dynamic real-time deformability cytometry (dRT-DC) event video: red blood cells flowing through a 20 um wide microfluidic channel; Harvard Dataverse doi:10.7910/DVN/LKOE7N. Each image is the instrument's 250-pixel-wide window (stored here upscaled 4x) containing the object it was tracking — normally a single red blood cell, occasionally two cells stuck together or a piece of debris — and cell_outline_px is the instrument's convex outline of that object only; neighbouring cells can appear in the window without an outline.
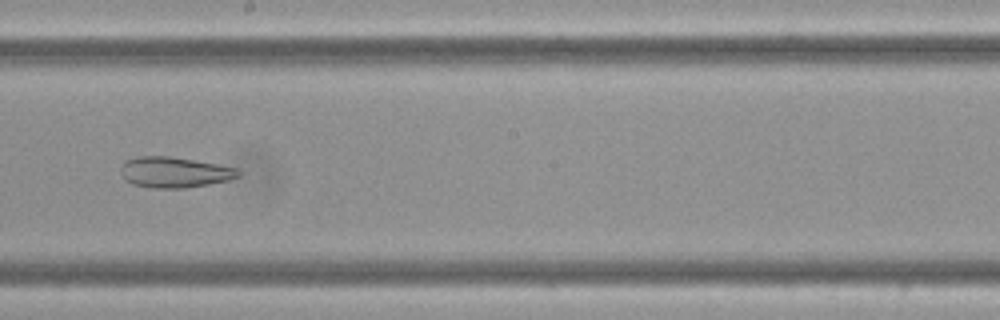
{"species": "Egyptian fruit bat (a non-hibernating species)", "species_latin": "Rousettus aegyptiacus", "temperature_condition": "cold", "stored_images_in_passage": 9, "camera_frame_rate_fps": 3000, "um_per_image_px": 0.085, "frame": {"image": 1, "passage_image": 8, "time_ms": 2.333, "image_size_px": [1000, 320], "cell_outline_px": [[240, 176], [228, 180], [208, 184], [184, 188], [152, 188], [132, 184], [124, 180], [120, 168], [128, 160], [140, 156], [168, 156], [216, 164], [236, 168], [240, 172]], "centroid_in_image_um": [14.81, 14.65], "position_along_channel_um": 233.4, "area_um2": 20.75}}